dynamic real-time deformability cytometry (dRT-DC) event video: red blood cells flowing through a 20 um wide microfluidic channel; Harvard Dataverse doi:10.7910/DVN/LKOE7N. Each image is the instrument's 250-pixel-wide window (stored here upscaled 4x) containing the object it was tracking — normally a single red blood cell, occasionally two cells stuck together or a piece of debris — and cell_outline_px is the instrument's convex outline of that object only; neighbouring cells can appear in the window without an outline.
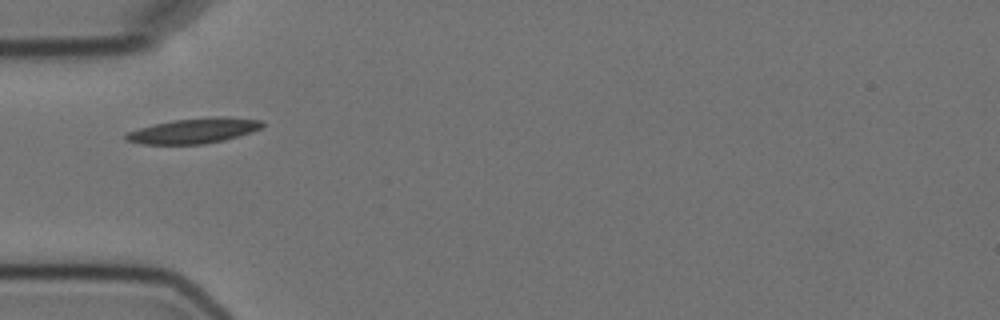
{"species": "Egyptian fruit bat (a non-hibernating species)", "species_latin": "Rousettus aegyptiacus", "temperature_condition": "cold", "stored_images_in_passage": 14, "camera_frame_rate_fps": 3000, "um_per_image_px": 0.085, "animal": {"sex": "female"}, "frame": {"image": 1, "passage_image": 4, "time_ms": 4.667, "image_size_px": [1000, 320], "cell_outline_px": [[264, 124], [260, 128], [224, 140], [204, 144], [144, 144], [124, 140], [124, 136], [128, 132], [140, 128], [172, 120], [212, 116], [224, 116], [260, 120]], "centroid_in_image_um": [16.45, 11.11], "position_along_channel_um": 68.5, "area_um2": 19.77}}
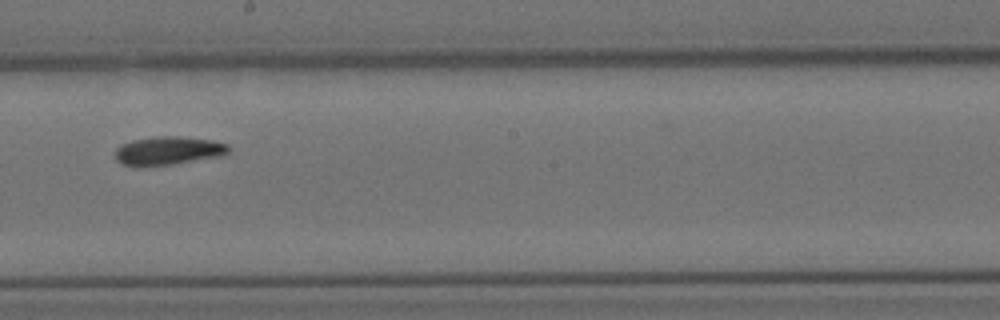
{"frame": {"image": 2, "passage_image": 8, "time_ms": 9.333, "image_size_px": [1000, 320], "cell_outline_px": [[228, 152], [224, 156], [172, 164], [136, 168], [120, 164], [116, 160], [116, 148], [120, 144], [132, 140], [152, 136], [180, 136], [212, 140], [228, 144]], "centroid_in_image_um": [14.25, 12.82], "position_along_channel_um": 234.0, "area_um2": 19.31}}
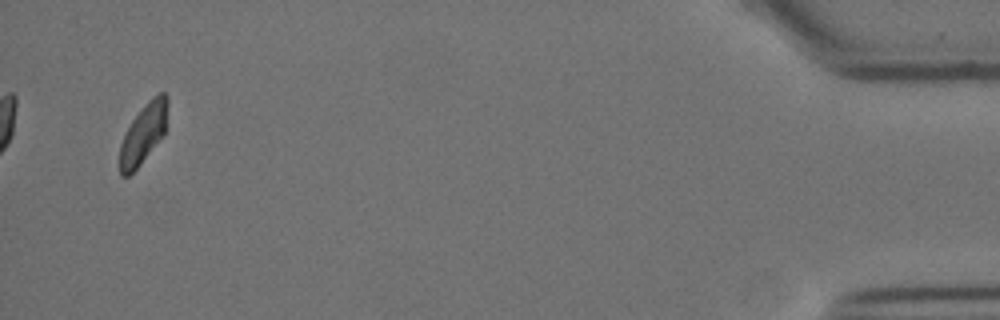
{"frame": {"image": 3, "passage_image": 14, "time_ms": 17.0, "image_size_px": [1000, 320], "cell_outline_px": [[168, 104], [164, 136], [140, 164], [128, 176], [120, 176], [120, 144], [132, 120], [148, 100], [152, 96], [160, 92], [164, 92], [168, 96]], "centroid_in_image_um": [12.21, 11.33], "position_along_channel_um": 423.0, "area_um2": 16.59}, "authors_computed_cell_mechanics": {"area_um2": 18.4382, "velocity_mm_per_s": 3.5501, "shape_relaxation_time_tau1_ms": 5.0959, "shape_relaxation_time_tau2_ms": 5.0609, "deformation_change_tau1": 0.1244, "deformation_change_tau2": 0.0979}}